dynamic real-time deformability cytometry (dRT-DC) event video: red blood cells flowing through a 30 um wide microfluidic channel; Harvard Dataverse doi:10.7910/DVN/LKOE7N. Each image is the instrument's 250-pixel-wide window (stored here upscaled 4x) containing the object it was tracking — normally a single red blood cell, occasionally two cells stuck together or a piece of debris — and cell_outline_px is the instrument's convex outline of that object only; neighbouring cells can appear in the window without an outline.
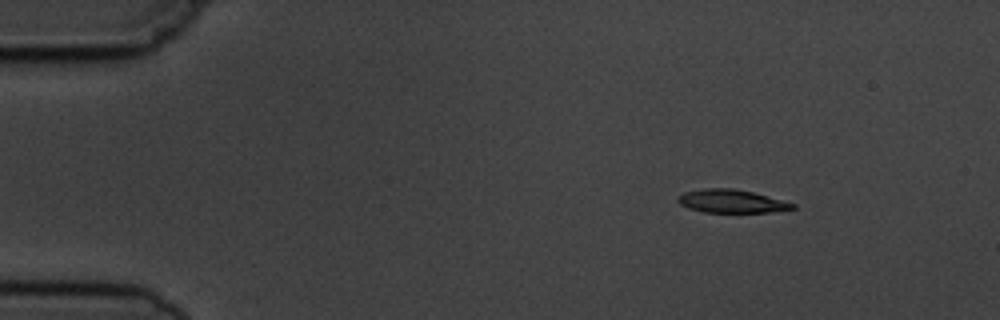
{"species": "common noctule bat (a hibernating species)", "species_latin": "Nyctalus noctula", "temperature_condition": "cold", "stored_images_in_passage": 3, "camera_frame_rate_fps": 3000, "um_per_image_px": 0.085, "animal": {"sex": "male", "body_mass_g": 19.5, "forearm_length_mm": 54.6}, "frame": {"image": 1, "passage_image": 1, "time_ms": 0.0, "image_size_px": [1000, 320], "cell_outline_px": [[796, 208], [768, 212], [704, 212], [688, 208], [680, 204], [676, 200], [684, 192], [704, 188], [732, 188], [752, 192], [796, 204]], "centroid_in_image_um": [62.15, 17.1], "position_along_channel_um": 22.8, "area_um2": 15.32}}
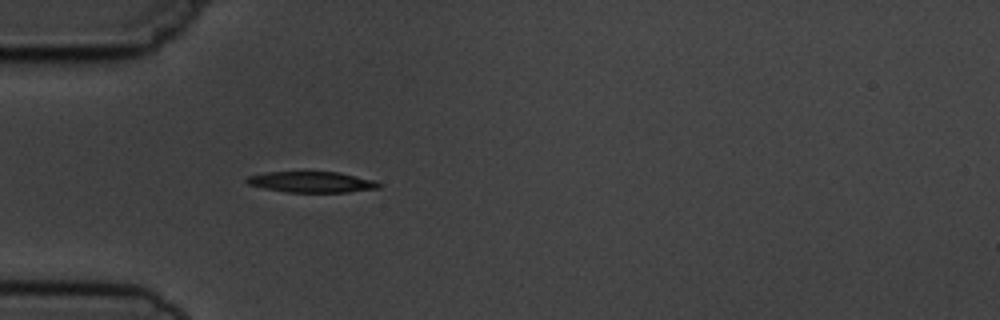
{"frame": {"image": 2, "passage_image": 3, "time_ms": 3.0, "image_size_px": [1000, 320], "cell_outline_px": [[384, 184], [380, 188], [348, 192], [288, 192], [264, 188], [248, 184], [244, 180], [248, 176], [264, 172], [340, 172], [372, 180]], "centroid_in_image_um": [26.5, 15.47], "position_along_channel_um": 58.5, "area_um2": 16.07}}